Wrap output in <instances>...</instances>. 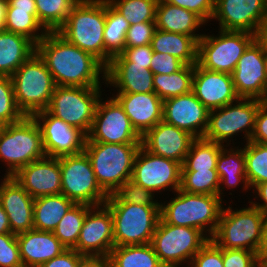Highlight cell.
<instances>
[{
    "label": "cell",
    "instance_id": "cell-1",
    "mask_svg": "<svg viewBox=\"0 0 267 267\" xmlns=\"http://www.w3.org/2000/svg\"><path fill=\"white\" fill-rule=\"evenodd\" d=\"M56 86L102 88L106 66L94 55L69 43L58 32H47L36 44Z\"/></svg>",
    "mask_w": 267,
    "mask_h": 267
},
{
    "label": "cell",
    "instance_id": "cell-2",
    "mask_svg": "<svg viewBox=\"0 0 267 267\" xmlns=\"http://www.w3.org/2000/svg\"><path fill=\"white\" fill-rule=\"evenodd\" d=\"M173 194L175 197L169 201L160 199V217L170 225L199 229L210 240L226 200L219 195L192 194L180 189Z\"/></svg>",
    "mask_w": 267,
    "mask_h": 267
},
{
    "label": "cell",
    "instance_id": "cell-3",
    "mask_svg": "<svg viewBox=\"0 0 267 267\" xmlns=\"http://www.w3.org/2000/svg\"><path fill=\"white\" fill-rule=\"evenodd\" d=\"M228 203V206L223 207L211 240L219 248L244 249L259 254L265 234L266 216L250 202H247L249 206L245 204V207L238 208L232 207V200Z\"/></svg>",
    "mask_w": 267,
    "mask_h": 267
},
{
    "label": "cell",
    "instance_id": "cell-4",
    "mask_svg": "<svg viewBox=\"0 0 267 267\" xmlns=\"http://www.w3.org/2000/svg\"><path fill=\"white\" fill-rule=\"evenodd\" d=\"M105 20L106 0H79L57 32L104 64Z\"/></svg>",
    "mask_w": 267,
    "mask_h": 267
},
{
    "label": "cell",
    "instance_id": "cell-5",
    "mask_svg": "<svg viewBox=\"0 0 267 267\" xmlns=\"http://www.w3.org/2000/svg\"><path fill=\"white\" fill-rule=\"evenodd\" d=\"M46 157L41 130L33 117L0 127V162L3 176H14L21 168Z\"/></svg>",
    "mask_w": 267,
    "mask_h": 267
},
{
    "label": "cell",
    "instance_id": "cell-6",
    "mask_svg": "<svg viewBox=\"0 0 267 267\" xmlns=\"http://www.w3.org/2000/svg\"><path fill=\"white\" fill-rule=\"evenodd\" d=\"M141 144L85 142L95 178L101 189L111 195L131 179L134 160Z\"/></svg>",
    "mask_w": 267,
    "mask_h": 267
},
{
    "label": "cell",
    "instance_id": "cell-7",
    "mask_svg": "<svg viewBox=\"0 0 267 267\" xmlns=\"http://www.w3.org/2000/svg\"><path fill=\"white\" fill-rule=\"evenodd\" d=\"M15 101L24 116L47 110L56 87L52 74L37 52L11 76Z\"/></svg>",
    "mask_w": 267,
    "mask_h": 267
},
{
    "label": "cell",
    "instance_id": "cell-8",
    "mask_svg": "<svg viewBox=\"0 0 267 267\" xmlns=\"http://www.w3.org/2000/svg\"><path fill=\"white\" fill-rule=\"evenodd\" d=\"M263 103L264 101L258 99L239 98L234 103L210 110L208 127L203 138L223 145H240L236 138L243 135V142H249L258 109Z\"/></svg>",
    "mask_w": 267,
    "mask_h": 267
},
{
    "label": "cell",
    "instance_id": "cell-9",
    "mask_svg": "<svg viewBox=\"0 0 267 267\" xmlns=\"http://www.w3.org/2000/svg\"><path fill=\"white\" fill-rule=\"evenodd\" d=\"M113 219L115 246L150 244L160 219V205L105 202Z\"/></svg>",
    "mask_w": 267,
    "mask_h": 267
},
{
    "label": "cell",
    "instance_id": "cell-10",
    "mask_svg": "<svg viewBox=\"0 0 267 267\" xmlns=\"http://www.w3.org/2000/svg\"><path fill=\"white\" fill-rule=\"evenodd\" d=\"M208 240L199 229L170 225L160 217L150 244L165 267H188Z\"/></svg>",
    "mask_w": 267,
    "mask_h": 267
},
{
    "label": "cell",
    "instance_id": "cell-11",
    "mask_svg": "<svg viewBox=\"0 0 267 267\" xmlns=\"http://www.w3.org/2000/svg\"><path fill=\"white\" fill-rule=\"evenodd\" d=\"M212 30L198 40L197 63L210 71L232 74L255 35L245 31Z\"/></svg>",
    "mask_w": 267,
    "mask_h": 267
},
{
    "label": "cell",
    "instance_id": "cell-12",
    "mask_svg": "<svg viewBox=\"0 0 267 267\" xmlns=\"http://www.w3.org/2000/svg\"><path fill=\"white\" fill-rule=\"evenodd\" d=\"M104 91L103 88L56 86L47 111L87 136Z\"/></svg>",
    "mask_w": 267,
    "mask_h": 267
},
{
    "label": "cell",
    "instance_id": "cell-13",
    "mask_svg": "<svg viewBox=\"0 0 267 267\" xmlns=\"http://www.w3.org/2000/svg\"><path fill=\"white\" fill-rule=\"evenodd\" d=\"M62 192L75 204L99 206L105 204L108 195L96 181L87 154L83 151L59 157Z\"/></svg>",
    "mask_w": 267,
    "mask_h": 267
},
{
    "label": "cell",
    "instance_id": "cell-14",
    "mask_svg": "<svg viewBox=\"0 0 267 267\" xmlns=\"http://www.w3.org/2000/svg\"><path fill=\"white\" fill-rule=\"evenodd\" d=\"M99 99L93 124L85 142L141 144V136L131 125L123 107L112 96ZM108 97V98H107Z\"/></svg>",
    "mask_w": 267,
    "mask_h": 267
},
{
    "label": "cell",
    "instance_id": "cell-15",
    "mask_svg": "<svg viewBox=\"0 0 267 267\" xmlns=\"http://www.w3.org/2000/svg\"><path fill=\"white\" fill-rule=\"evenodd\" d=\"M181 171L182 164L155 155L141 145L134 160L131 180L161 196L164 192L174 193L180 189Z\"/></svg>",
    "mask_w": 267,
    "mask_h": 267
},
{
    "label": "cell",
    "instance_id": "cell-16",
    "mask_svg": "<svg viewBox=\"0 0 267 267\" xmlns=\"http://www.w3.org/2000/svg\"><path fill=\"white\" fill-rule=\"evenodd\" d=\"M231 75L239 98L267 101L265 52L255 40L244 51Z\"/></svg>",
    "mask_w": 267,
    "mask_h": 267
},
{
    "label": "cell",
    "instance_id": "cell-17",
    "mask_svg": "<svg viewBox=\"0 0 267 267\" xmlns=\"http://www.w3.org/2000/svg\"><path fill=\"white\" fill-rule=\"evenodd\" d=\"M32 117L40 127L46 156L58 158L84 151L87 136L78 128L56 118L47 110L37 112Z\"/></svg>",
    "mask_w": 267,
    "mask_h": 267
},
{
    "label": "cell",
    "instance_id": "cell-18",
    "mask_svg": "<svg viewBox=\"0 0 267 267\" xmlns=\"http://www.w3.org/2000/svg\"><path fill=\"white\" fill-rule=\"evenodd\" d=\"M114 246L110 209L105 204L92 206L86 214L74 250L82 255L108 258Z\"/></svg>",
    "mask_w": 267,
    "mask_h": 267
},
{
    "label": "cell",
    "instance_id": "cell-19",
    "mask_svg": "<svg viewBox=\"0 0 267 267\" xmlns=\"http://www.w3.org/2000/svg\"><path fill=\"white\" fill-rule=\"evenodd\" d=\"M267 17V0H215L211 21H218V29L245 31L255 35Z\"/></svg>",
    "mask_w": 267,
    "mask_h": 267
},
{
    "label": "cell",
    "instance_id": "cell-20",
    "mask_svg": "<svg viewBox=\"0 0 267 267\" xmlns=\"http://www.w3.org/2000/svg\"><path fill=\"white\" fill-rule=\"evenodd\" d=\"M209 119V110L196 98L193 91L163 101L162 120L203 138Z\"/></svg>",
    "mask_w": 267,
    "mask_h": 267
},
{
    "label": "cell",
    "instance_id": "cell-21",
    "mask_svg": "<svg viewBox=\"0 0 267 267\" xmlns=\"http://www.w3.org/2000/svg\"><path fill=\"white\" fill-rule=\"evenodd\" d=\"M192 91L196 98L210 111L236 102V94L232 75L210 71L194 65Z\"/></svg>",
    "mask_w": 267,
    "mask_h": 267
},
{
    "label": "cell",
    "instance_id": "cell-22",
    "mask_svg": "<svg viewBox=\"0 0 267 267\" xmlns=\"http://www.w3.org/2000/svg\"><path fill=\"white\" fill-rule=\"evenodd\" d=\"M0 205L15 235L34 229V198L12 176H0Z\"/></svg>",
    "mask_w": 267,
    "mask_h": 267
},
{
    "label": "cell",
    "instance_id": "cell-23",
    "mask_svg": "<svg viewBox=\"0 0 267 267\" xmlns=\"http://www.w3.org/2000/svg\"><path fill=\"white\" fill-rule=\"evenodd\" d=\"M16 181L35 199L62 192L59 157H44L21 168Z\"/></svg>",
    "mask_w": 267,
    "mask_h": 267
},
{
    "label": "cell",
    "instance_id": "cell-24",
    "mask_svg": "<svg viewBox=\"0 0 267 267\" xmlns=\"http://www.w3.org/2000/svg\"><path fill=\"white\" fill-rule=\"evenodd\" d=\"M194 139L188 132L162 120L141 137V145L155 155L183 164Z\"/></svg>",
    "mask_w": 267,
    "mask_h": 267
},
{
    "label": "cell",
    "instance_id": "cell-25",
    "mask_svg": "<svg viewBox=\"0 0 267 267\" xmlns=\"http://www.w3.org/2000/svg\"><path fill=\"white\" fill-rule=\"evenodd\" d=\"M123 107L131 125L142 137L162 121L163 100L155 93H112Z\"/></svg>",
    "mask_w": 267,
    "mask_h": 267
},
{
    "label": "cell",
    "instance_id": "cell-26",
    "mask_svg": "<svg viewBox=\"0 0 267 267\" xmlns=\"http://www.w3.org/2000/svg\"><path fill=\"white\" fill-rule=\"evenodd\" d=\"M154 74L146 65L132 62H110L106 66V86L114 93L154 92Z\"/></svg>",
    "mask_w": 267,
    "mask_h": 267
},
{
    "label": "cell",
    "instance_id": "cell-27",
    "mask_svg": "<svg viewBox=\"0 0 267 267\" xmlns=\"http://www.w3.org/2000/svg\"><path fill=\"white\" fill-rule=\"evenodd\" d=\"M23 267H38L67 248L51 231L29 230L16 235Z\"/></svg>",
    "mask_w": 267,
    "mask_h": 267
},
{
    "label": "cell",
    "instance_id": "cell-28",
    "mask_svg": "<svg viewBox=\"0 0 267 267\" xmlns=\"http://www.w3.org/2000/svg\"><path fill=\"white\" fill-rule=\"evenodd\" d=\"M216 170L220 180L219 197L222 200L226 196L223 193L226 189L234 192L236 187H241L242 191L238 192L243 194L251 191L246 179L243 145H223L218 155Z\"/></svg>",
    "mask_w": 267,
    "mask_h": 267
},
{
    "label": "cell",
    "instance_id": "cell-29",
    "mask_svg": "<svg viewBox=\"0 0 267 267\" xmlns=\"http://www.w3.org/2000/svg\"><path fill=\"white\" fill-rule=\"evenodd\" d=\"M208 24L196 13L159 0L156 8V29L192 36L197 42L200 29ZM197 32V33H196Z\"/></svg>",
    "mask_w": 267,
    "mask_h": 267
},
{
    "label": "cell",
    "instance_id": "cell-30",
    "mask_svg": "<svg viewBox=\"0 0 267 267\" xmlns=\"http://www.w3.org/2000/svg\"><path fill=\"white\" fill-rule=\"evenodd\" d=\"M36 52V45L27 37L0 31V76L13 73Z\"/></svg>",
    "mask_w": 267,
    "mask_h": 267
},
{
    "label": "cell",
    "instance_id": "cell-31",
    "mask_svg": "<svg viewBox=\"0 0 267 267\" xmlns=\"http://www.w3.org/2000/svg\"><path fill=\"white\" fill-rule=\"evenodd\" d=\"M150 45L154 52L175 56L185 65L197 63L198 42L192 36L156 29Z\"/></svg>",
    "mask_w": 267,
    "mask_h": 267
},
{
    "label": "cell",
    "instance_id": "cell-32",
    "mask_svg": "<svg viewBox=\"0 0 267 267\" xmlns=\"http://www.w3.org/2000/svg\"><path fill=\"white\" fill-rule=\"evenodd\" d=\"M75 203L64 194L41 196L34 199V229L51 231Z\"/></svg>",
    "mask_w": 267,
    "mask_h": 267
},
{
    "label": "cell",
    "instance_id": "cell-33",
    "mask_svg": "<svg viewBox=\"0 0 267 267\" xmlns=\"http://www.w3.org/2000/svg\"><path fill=\"white\" fill-rule=\"evenodd\" d=\"M108 259L110 267H165L151 244L114 246Z\"/></svg>",
    "mask_w": 267,
    "mask_h": 267
},
{
    "label": "cell",
    "instance_id": "cell-34",
    "mask_svg": "<svg viewBox=\"0 0 267 267\" xmlns=\"http://www.w3.org/2000/svg\"><path fill=\"white\" fill-rule=\"evenodd\" d=\"M129 22L106 0V20L104 27V65L125 48V36Z\"/></svg>",
    "mask_w": 267,
    "mask_h": 267
},
{
    "label": "cell",
    "instance_id": "cell-35",
    "mask_svg": "<svg viewBox=\"0 0 267 267\" xmlns=\"http://www.w3.org/2000/svg\"><path fill=\"white\" fill-rule=\"evenodd\" d=\"M194 65H184L172 74H155L154 92L164 101L192 91Z\"/></svg>",
    "mask_w": 267,
    "mask_h": 267
},
{
    "label": "cell",
    "instance_id": "cell-36",
    "mask_svg": "<svg viewBox=\"0 0 267 267\" xmlns=\"http://www.w3.org/2000/svg\"><path fill=\"white\" fill-rule=\"evenodd\" d=\"M223 144L195 138L185 156L182 171L216 169L218 155Z\"/></svg>",
    "mask_w": 267,
    "mask_h": 267
},
{
    "label": "cell",
    "instance_id": "cell-37",
    "mask_svg": "<svg viewBox=\"0 0 267 267\" xmlns=\"http://www.w3.org/2000/svg\"><path fill=\"white\" fill-rule=\"evenodd\" d=\"M79 0H35L37 20L47 32H57Z\"/></svg>",
    "mask_w": 267,
    "mask_h": 267
},
{
    "label": "cell",
    "instance_id": "cell-38",
    "mask_svg": "<svg viewBox=\"0 0 267 267\" xmlns=\"http://www.w3.org/2000/svg\"><path fill=\"white\" fill-rule=\"evenodd\" d=\"M91 207L87 204H74L53 230V234L67 249L76 247L84 219Z\"/></svg>",
    "mask_w": 267,
    "mask_h": 267
},
{
    "label": "cell",
    "instance_id": "cell-39",
    "mask_svg": "<svg viewBox=\"0 0 267 267\" xmlns=\"http://www.w3.org/2000/svg\"><path fill=\"white\" fill-rule=\"evenodd\" d=\"M4 30L23 35L35 45L47 34V31L29 11L16 10V8L6 9Z\"/></svg>",
    "mask_w": 267,
    "mask_h": 267
},
{
    "label": "cell",
    "instance_id": "cell-40",
    "mask_svg": "<svg viewBox=\"0 0 267 267\" xmlns=\"http://www.w3.org/2000/svg\"><path fill=\"white\" fill-rule=\"evenodd\" d=\"M244 146L246 179L251 189L267 181V144L247 142Z\"/></svg>",
    "mask_w": 267,
    "mask_h": 267
},
{
    "label": "cell",
    "instance_id": "cell-41",
    "mask_svg": "<svg viewBox=\"0 0 267 267\" xmlns=\"http://www.w3.org/2000/svg\"><path fill=\"white\" fill-rule=\"evenodd\" d=\"M220 180L216 169L181 171L180 190L192 194L219 195Z\"/></svg>",
    "mask_w": 267,
    "mask_h": 267
},
{
    "label": "cell",
    "instance_id": "cell-42",
    "mask_svg": "<svg viewBox=\"0 0 267 267\" xmlns=\"http://www.w3.org/2000/svg\"><path fill=\"white\" fill-rule=\"evenodd\" d=\"M159 0H107L120 13L129 25L146 21H156V8Z\"/></svg>",
    "mask_w": 267,
    "mask_h": 267
},
{
    "label": "cell",
    "instance_id": "cell-43",
    "mask_svg": "<svg viewBox=\"0 0 267 267\" xmlns=\"http://www.w3.org/2000/svg\"><path fill=\"white\" fill-rule=\"evenodd\" d=\"M151 190H148L131 179L125 181L111 195L106 202H126L135 205H160V200ZM156 198V199H155Z\"/></svg>",
    "mask_w": 267,
    "mask_h": 267
},
{
    "label": "cell",
    "instance_id": "cell-44",
    "mask_svg": "<svg viewBox=\"0 0 267 267\" xmlns=\"http://www.w3.org/2000/svg\"><path fill=\"white\" fill-rule=\"evenodd\" d=\"M24 117L15 101L12 78L0 76V126L17 123Z\"/></svg>",
    "mask_w": 267,
    "mask_h": 267
},
{
    "label": "cell",
    "instance_id": "cell-45",
    "mask_svg": "<svg viewBox=\"0 0 267 267\" xmlns=\"http://www.w3.org/2000/svg\"><path fill=\"white\" fill-rule=\"evenodd\" d=\"M155 30L156 21L130 25L125 36V48L151 44Z\"/></svg>",
    "mask_w": 267,
    "mask_h": 267
},
{
    "label": "cell",
    "instance_id": "cell-46",
    "mask_svg": "<svg viewBox=\"0 0 267 267\" xmlns=\"http://www.w3.org/2000/svg\"><path fill=\"white\" fill-rule=\"evenodd\" d=\"M0 267H23L19 244L13 233L0 234Z\"/></svg>",
    "mask_w": 267,
    "mask_h": 267
},
{
    "label": "cell",
    "instance_id": "cell-47",
    "mask_svg": "<svg viewBox=\"0 0 267 267\" xmlns=\"http://www.w3.org/2000/svg\"><path fill=\"white\" fill-rule=\"evenodd\" d=\"M188 267H224L223 248L211 239L195 254Z\"/></svg>",
    "mask_w": 267,
    "mask_h": 267
},
{
    "label": "cell",
    "instance_id": "cell-48",
    "mask_svg": "<svg viewBox=\"0 0 267 267\" xmlns=\"http://www.w3.org/2000/svg\"><path fill=\"white\" fill-rule=\"evenodd\" d=\"M224 267H260L258 254L244 249L223 248Z\"/></svg>",
    "mask_w": 267,
    "mask_h": 267
},
{
    "label": "cell",
    "instance_id": "cell-49",
    "mask_svg": "<svg viewBox=\"0 0 267 267\" xmlns=\"http://www.w3.org/2000/svg\"><path fill=\"white\" fill-rule=\"evenodd\" d=\"M153 53L150 44L124 48L120 54L112 57L110 62H132L133 65H146V68L150 69Z\"/></svg>",
    "mask_w": 267,
    "mask_h": 267
},
{
    "label": "cell",
    "instance_id": "cell-50",
    "mask_svg": "<svg viewBox=\"0 0 267 267\" xmlns=\"http://www.w3.org/2000/svg\"><path fill=\"white\" fill-rule=\"evenodd\" d=\"M199 15L206 23H210L215 10V0H164Z\"/></svg>",
    "mask_w": 267,
    "mask_h": 267
},
{
    "label": "cell",
    "instance_id": "cell-51",
    "mask_svg": "<svg viewBox=\"0 0 267 267\" xmlns=\"http://www.w3.org/2000/svg\"><path fill=\"white\" fill-rule=\"evenodd\" d=\"M185 64L170 54L154 52L150 63L153 74H172L179 71Z\"/></svg>",
    "mask_w": 267,
    "mask_h": 267
},
{
    "label": "cell",
    "instance_id": "cell-52",
    "mask_svg": "<svg viewBox=\"0 0 267 267\" xmlns=\"http://www.w3.org/2000/svg\"><path fill=\"white\" fill-rule=\"evenodd\" d=\"M251 142L267 144V101L258 109Z\"/></svg>",
    "mask_w": 267,
    "mask_h": 267
},
{
    "label": "cell",
    "instance_id": "cell-53",
    "mask_svg": "<svg viewBox=\"0 0 267 267\" xmlns=\"http://www.w3.org/2000/svg\"><path fill=\"white\" fill-rule=\"evenodd\" d=\"M84 255L78 253L74 249H66L58 256L52 258L48 262L41 264L38 267H76L78 261Z\"/></svg>",
    "mask_w": 267,
    "mask_h": 267
},
{
    "label": "cell",
    "instance_id": "cell-54",
    "mask_svg": "<svg viewBox=\"0 0 267 267\" xmlns=\"http://www.w3.org/2000/svg\"><path fill=\"white\" fill-rule=\"evenodd\" d=\"M250 193H252L249 194L252 197L251 199L247 198L248 202L258 208L267 218V181L256 185Z\"/></svg>",
    "mask_w": 267,
    "mask_h": 267
},
{
    "label": "cell",
    "instance_id": "cell-55",
    "mask_svg": "<svg viewBox=\"0 0 267 267\" xmlns=\"http://www.w3.org/2000/svg\"><path fill=\"white\" fill-rule=\"evenodd\" d=\"M76 267H110L109 259L104 256L84 255Z\"/></svg>",
    "mask_w": 267,
    "mask_h": 267
},
{
    "label": "cell",
    "instance_id": "cell-56",
    "mask_svg": "<svg viewBox=\"0 0 267 267\" xmlns=\"http://www.w3.org/2000/svg\"><path fill=\"white\" fill-rule=\"evenodd\" d=\"M7 8H16V10L29 11V13L37 19L35 0H7Z\"/></svg>",
    "mask_w": 267,
    "mask_h": 267
},
{
    "label": "cell",
    "instance_id": "cell-57",
    "mask_svg": "<svg viewBox=\"0 0 267 267\" xmlns=\"http://www.w3.org/2000/svg\"><path fill=\"white\" fill-rule=\"evenodd\" d=\"M255 41L267 52V17L258 26L255 33Z\"/></svg>",
    "mask_w": 267,
    "mask_h": 267
},
{
    "label": "cell",
    "instance_id": "cell-58",
    "mask_svg": "<svg viewBox=\"0 0 267 267\" xmlns=\"http://www.w3.org/2000/svg\"><path fill=\"white\" fill-rule=\"evenodd\" d=\"M12 233L8 221V215L3 207L0 205V234Z\"/></svg>",
    "mask_w": 267,
    "mask_h": 267
},
{
    "label": "cell",
    "instance_id": "cell-59",
    "mask_svg": "<svg viewBox=\"0 0 267 267\" xmlns=\"http://www.w3.org/2000/svg\"><path fill=\"white\" fill-rule=\"evenodd\" d=\"M7 0H0V31L4 30Z\"/></svg>",
    "mask_w": 267,
    "mask_h": 267
},
{
    "label": "cell",
    "instance_id": "cell-60",
    "mask_svg": "<svg viewBox=\"0 0 267 267\" xmlns=\"http://www.w3.org/2000/svg\"><path fill=\"white\" fill-rule=\"evenodd\" d=\"M259 254H267V223L265 226V234H264V238H263V244H262V247L260 249Z\"/></svg>",
    "mask_w": 267,
    "mask_h": 267
},
{
    "label": "cell",
    "instance_id": "cell-61",
    "mask_svg": "<svg viewBox=\"0 0 267 267\" xmlns=\"http://www.w3.org/2000/svg\"><path fill=\"white\" fill-rule=\"evenodd\" d=\"M260 267H267V254H258Z\"/></svg>",
    "mask_w": 267,
    "mask_h": 267
},
{
    "label": "cell",
    "instance_id": "cell-62",
    "mask_svg": "<svg viewBox=\"0 0 267 267\" xmlns=\"http://www.w3.org/2000/svg\"><path fill=\"white\" fill-rule=\"evenodd\" d=\"M265 72L267 77V52H265Z\"/></svg>",
    "mask_w": 267,
    "mask_h": 267
}]
</instances>
